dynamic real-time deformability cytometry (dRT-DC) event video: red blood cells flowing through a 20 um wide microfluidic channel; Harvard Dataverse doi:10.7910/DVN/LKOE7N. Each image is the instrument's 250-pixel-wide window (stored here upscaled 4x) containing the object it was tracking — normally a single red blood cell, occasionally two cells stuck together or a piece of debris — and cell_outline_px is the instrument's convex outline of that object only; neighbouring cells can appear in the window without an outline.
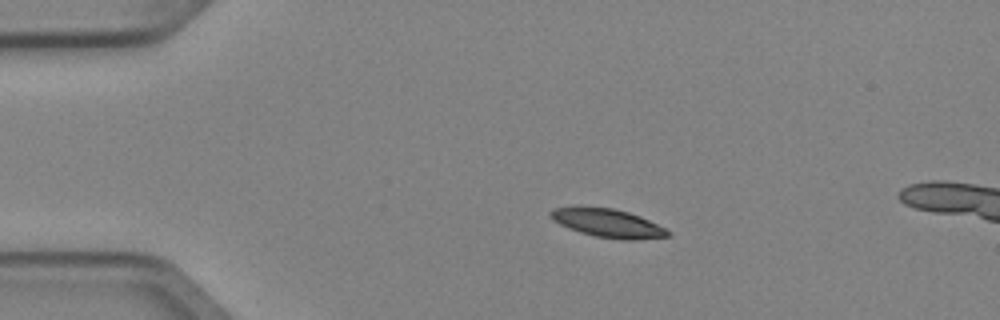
{"species": "Egyptian fruit bat (a non-hibernating species)", "species_latin": "Rousettus aegyptiacus", "temperature_condition": "cold", "stored_images_in_passage": 4, "camera_frame_rate_fps": 3000, "um_per_image_px": 0.085, "animal": {"sex": "female"}, "frame": {"image": 1, "passage_image": 2, "time_ms": 0.333, "image_size_px": [1000, 320], "cell_outline_px": [[672, 236], [636, 240], [620, 240], [596, 236], [580, 232], [568, 228], [552, 220], [548, 216], [548, 212], [552, 208], [576, 204], [580, 204], [612, 208], [628, 212], [640, 216], [672, 232]], "centroid_in_image_um": [51.58, 18.93], "position_along_channel_um": 33.4, "area_um2": 20.17}}